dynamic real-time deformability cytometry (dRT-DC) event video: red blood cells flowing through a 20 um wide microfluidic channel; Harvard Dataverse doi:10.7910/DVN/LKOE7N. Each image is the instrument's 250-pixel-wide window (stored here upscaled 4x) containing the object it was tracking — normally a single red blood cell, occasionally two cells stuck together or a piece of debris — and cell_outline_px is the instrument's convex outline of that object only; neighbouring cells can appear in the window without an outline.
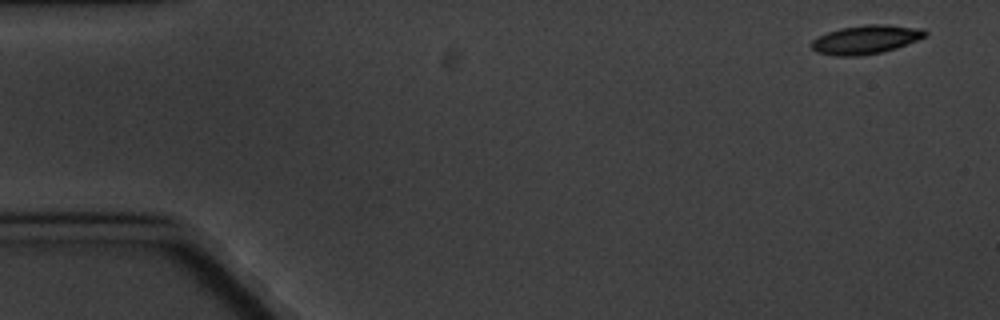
{"species": "common noctule bat (a hibernating species)", "species_latin": "Nyctalus noctula", "temperature_condition": "cold", "stored_images_in_passage": 11, "camera_frame_rate_fps": 3000, "um_per_image_px": 0.085, "animal": {"sex": "male", "body_mass_g": 20.1, "forearm_length_mm": 53.5}, "frame": {"image": 1, "passage_image": 1, "time_ms": 0.0, "image_size_px": [1000, 320], "cell_outline_px": [[928, 32], [924, 36], [916, 40], [896, 48], [880, 52], [860, 56], [836, 56], [816, 52], [812, 48], [812, 40], [828, 32], [840, 28], [868, 24], [884, 24], [920, 28]], "centroid_in_image_um": [73.57, 3.36], "position_along_channel_um": 11.4, "area_um2": 18.79}}
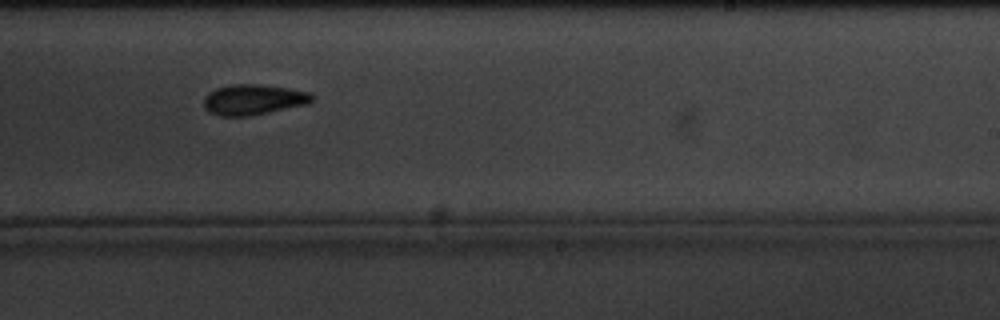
{"frame": {"image": 2, "passage_image": 10, "time_ms": 11.333, "image_size_px": [1000, 320], "cell_outline_px": [[312, 100], [308, 104], [248, 116], [220, 116], [208, 112], [204, 108], [204, 96], [208, 92], [216, 88], [228, 84], [260, 84], [312, 92]], "centroid_in_image_um": [21.49, 8.46], "position_along_channel_um": 267.5, "area_um2": 19.31}}